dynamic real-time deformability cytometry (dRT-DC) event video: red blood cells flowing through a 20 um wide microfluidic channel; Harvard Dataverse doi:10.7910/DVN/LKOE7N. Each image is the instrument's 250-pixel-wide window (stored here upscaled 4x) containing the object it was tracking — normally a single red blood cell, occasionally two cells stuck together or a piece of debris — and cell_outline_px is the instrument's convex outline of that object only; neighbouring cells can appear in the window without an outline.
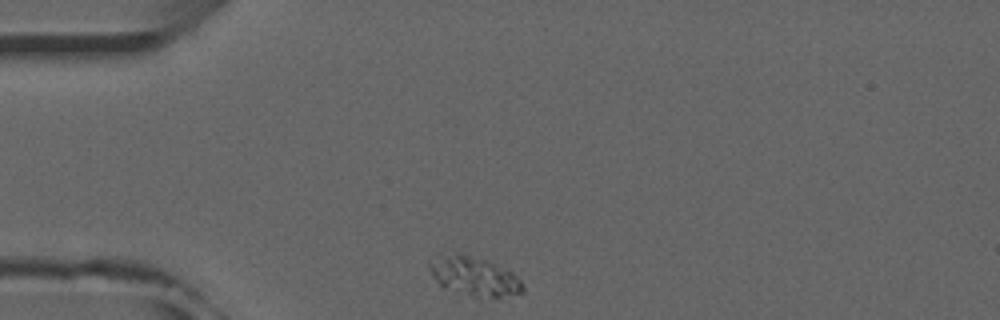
{"species": "common noctule bat (a hibernating species)", "species_latin": "Nyctalus noctula", "temperature_condition": "room temperature", "stored_images_in_passage": 6, "camera_frame_rate_fps": 3000, "um_per_image_px": 0.085, "animal": {"sex": "male", "forearm_length_mm": 52.5}, "frame": {"image": 1, "passage_image": 1, "time_ms": 0.0, "image_size_px": [1000, 320], "cell_outline_px": [[524, 292], [496, 300], [480, 300], [444, 288], [432, 276], [432, 268], [448, 256], [456, 252], [460, 252], [488, 260], [508, 268], [524, 284]], "centroid_in_image_um": [40.52, 23.59], "position_along_channel_um": 44.5, "area_um2": 21.39}}